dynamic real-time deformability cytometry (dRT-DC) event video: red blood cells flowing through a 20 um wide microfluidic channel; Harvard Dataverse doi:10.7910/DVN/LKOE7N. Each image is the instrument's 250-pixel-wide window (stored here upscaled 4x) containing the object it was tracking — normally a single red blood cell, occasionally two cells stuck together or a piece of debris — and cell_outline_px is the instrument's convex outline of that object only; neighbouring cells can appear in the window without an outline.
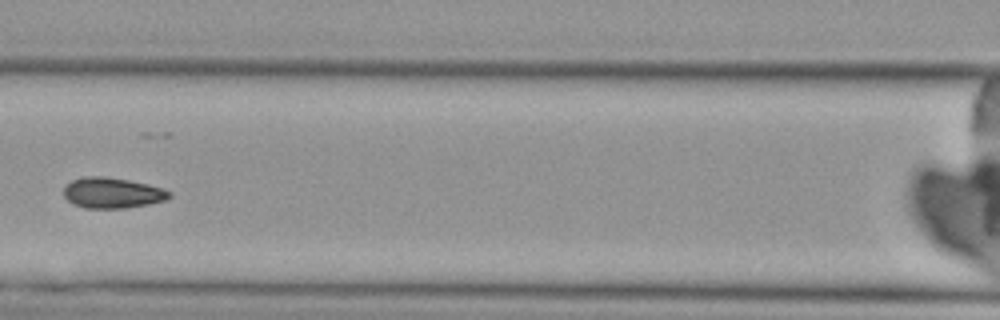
{"species": "Egyptian fruit bat (a non-hibernating species)", "species_latin": "Rousettus aegyptiacus", "temperature_condition": "cold", "stored_images_in_passage": 7, "camera_frame_rate_fps": 3000, "um_per_image_px": 0.085, "animal": {"sex": "female"}, "frame": {"image": 1, "passage_image": 4, "time_ms": 3.333, "image_size_px": [1000, 320], "cell_outline_px": [[172, 196], [168, 200], [148, 204], [124, 208], [84, 208], [72, 204], [64, 196], [64, 184], [72, 180], [88, 176], [104, 176], [128, 180], [148, 184], [164, 188], [172, 192]], "centroid_in_image_um": [9.56, 16.39], "position_along_channel_um": 157.0, "area_um2": 19.07}}
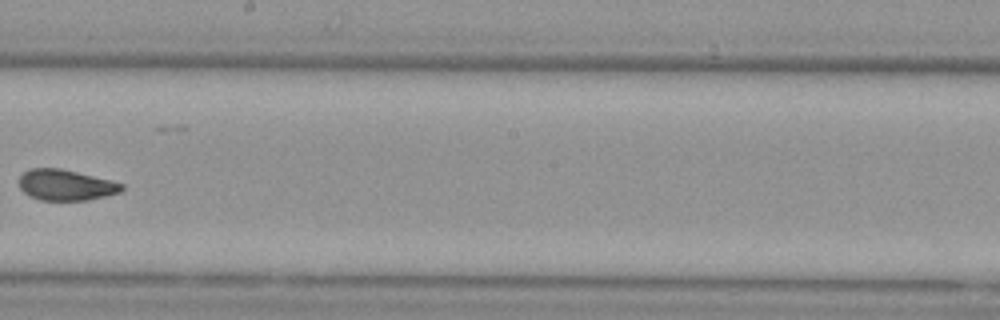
{"frame": {"image": 2, "passage_image": 6, "time_ms": 5.667, "image_size_px": [1000, 320], "cell_outline_px": [[124, 188], [120, 192], [88, 200], [40, 200], [24, 192], [20, 188], [20, 176], [24, 172], [32, 168], [60, 168], [112, 180], [124, 184]], "centroid_in_image_um": [5.62, 15.72], "position_along_channel_um": 242.6, "area_um2": 18.32}}
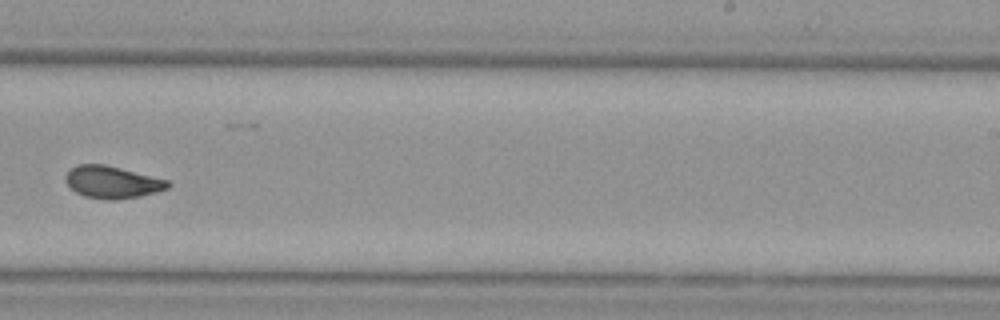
{"frame": {"image": 3, "passage_image": 7, "time_ms": 6.667, "image_size_px": [1000, 320], "cell_outline_px": [[172, 184], [168, 188], [156, 192], [140, 196], [116, 200], [104, 200], [84, 196], [76, 192], [64, 180], [64, 176], [76, 164], [104, 164], [168, 180]], "centroid_in_image_um": [9.53, 15.49], "position_along_channel_um": 279.5, "area_um2": 19.19}}